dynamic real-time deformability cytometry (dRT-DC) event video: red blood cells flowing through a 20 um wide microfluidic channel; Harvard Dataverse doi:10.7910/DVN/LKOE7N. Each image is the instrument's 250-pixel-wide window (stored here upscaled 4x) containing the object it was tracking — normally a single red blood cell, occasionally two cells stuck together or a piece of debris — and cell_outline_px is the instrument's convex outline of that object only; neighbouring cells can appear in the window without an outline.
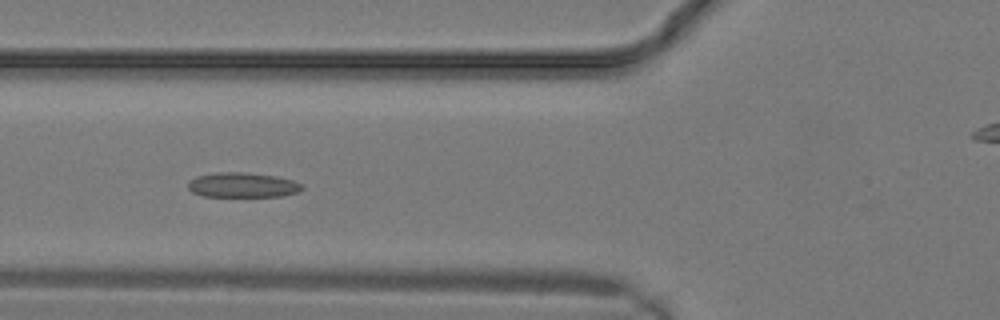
{"species": "common noctule bat (a hibernating species)", "species_latin": "Nyctalus noctula", "temperature_condition": "warm", "stored_images_in_passage": 10, "camera_frame_rate_fps": 3000, "um_per_image_px": 0.085, "animal": {"sex": "male", "body_mass_g": 19.2, "forearm_length_mm": 51.8}, "frame": {"image": 1, "passage_image": 4, "time_ms": 1.0, "image_size_px": [1000, 320], "cell_outline_px": [[304, 188], [300, 192], [284, 196], [204, 196], [192, 192], [188, 188], [188, 184], [196, 176], [216, 172], [244, 172], [276, 176], [292, 180], [304, 184]], "centroid_in_image_um": [20.67, 15.72], "position_along_channel_um": 105.1, "area_um2": 16.59}}
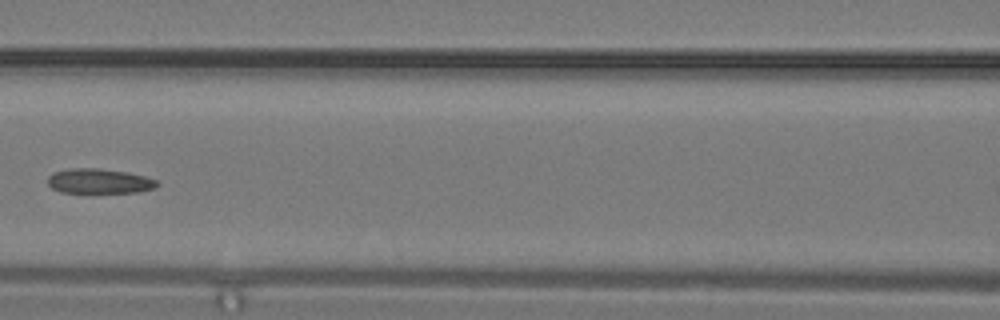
{"frame": {"image": 2, "passage_image": 6, "time_ms": 1.667, "image_size_px": [1000, 320], "cell_outline_px": [[160, 184], [156, 188], [140, 192], [60, 192], [52, 188], [48, 184], [48, 176], [52, 172], [68, 168], [100, 168], [128, 172], [144, 176], [156, 180]], "centroid_in_image_um": [8.44, 15.38], "position_along_channel_um": 158.2, "area_um2": 15.95}}
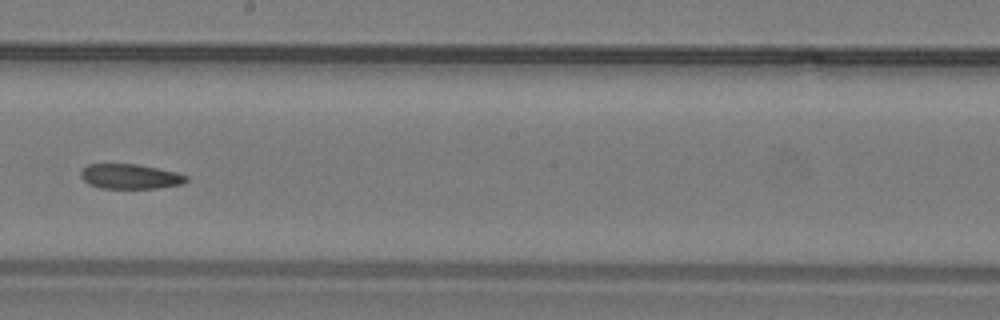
{"frame": {"image": 3, "passage_image": 9, "time_ms": 2.667, "image_size_px": [1000, 320], "cell_outline_px": [[188, 180], [184, 184], [156, 188], [100, 188], [88, 184], [80, 176], [80, 172], [88, 164], [136, 164], [176, 172], [188, 176]], "centroid_in_image_um": [11.07, 15.0], "position_along_channel_um": 237.1, "area_um2": 15.26}}